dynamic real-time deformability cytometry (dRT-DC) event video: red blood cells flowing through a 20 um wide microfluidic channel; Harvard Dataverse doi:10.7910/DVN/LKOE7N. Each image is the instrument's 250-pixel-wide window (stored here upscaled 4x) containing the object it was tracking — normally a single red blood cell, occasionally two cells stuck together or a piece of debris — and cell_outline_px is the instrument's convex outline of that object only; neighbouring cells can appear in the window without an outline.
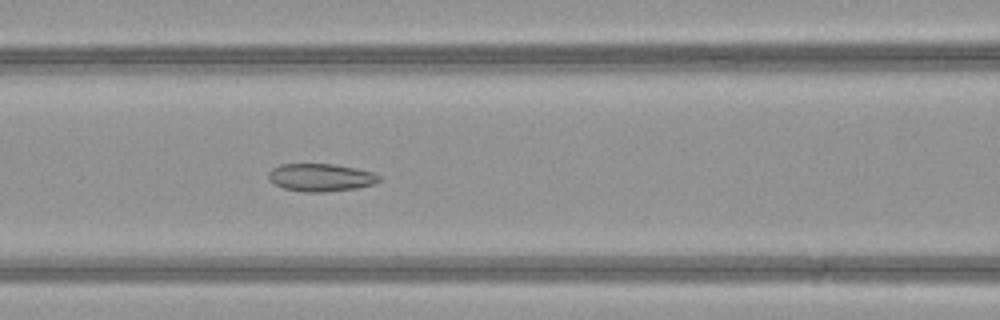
{"species": "common noctule bat (a hibernating species)", "species_latin": "Nyctalus noctula", "temperature_condition": "warm", "stored_images_in_passage": 52, "camera_frame_rate_fps": 3000, "um_per_image_px": 0.085, "animal": {"sex": "female", "body_mass_g": 21.9}, "frame": {"image": 1, "passage_image": 24, "time_ms": 7.667, "image_size_px": [1000, 320], "cell_outline_px": [[380, 180], [372, 184], [356, 188], [324, 192], [304, 192], [284, 188], [268, 180], [268, 172], [272, 168], [280, 164], [336, 164], [376, 172], [380, 176]], "centroid_in_image_um": [27.26, 15.07], "position_along_channel_um": 139.3, "area_um2": 17.98}}
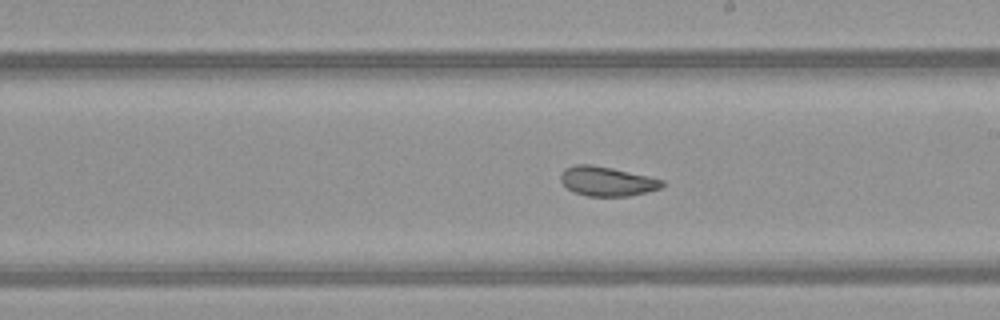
{"frame": {"image": 2, "passage_image": 31, "time_ms": 10.0, "image_size_px": [1000, 320], "cell_outline_px": [[664, 184], [660, 188], [648, 192], [628, 196], [588, 196], [576, 192], [568, 188], [560, 180], [560, 176], [564, 168], [576, 164], [592, 164], [612, 168], [648, 176], [664, 180]], "centroid_in_image_um": [51.6, 15.4], "position_along_channel_um": 237.4, "area_um2": 17.34}}
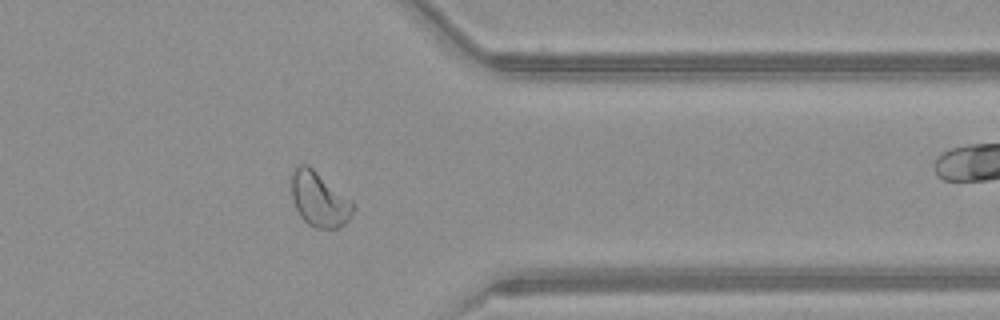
{"frame": {"image": 3, "passage_image": 42, "time_ms": 13.667, "image_size_px": [1000, 320], "cell_outline_px": [[356, 208], [348, 220], [344, 224], [336, 228], [316, 228], [308, 224], [300, 216], [296, 208], [292, 196], [292, 172], [300, 164], [308, 164], [352, 200], [356, 204]], "centroid_in_image_um": [27.17, 16.94], "position_along_channel_um": 384.2, "area_um2": 19.65}, "authors_computed_cell_mechanics": {"area_um2": 21.4727, "velocity_mm_per_s": 4.2004, "shape_relaxation_time_tau1_ms": 10.9723, "shape_relaxation_time_tau2_ms": 1.3678, "deformation_change_tau1": 0.2017, "deformation_change_tau2": 0.0672}}